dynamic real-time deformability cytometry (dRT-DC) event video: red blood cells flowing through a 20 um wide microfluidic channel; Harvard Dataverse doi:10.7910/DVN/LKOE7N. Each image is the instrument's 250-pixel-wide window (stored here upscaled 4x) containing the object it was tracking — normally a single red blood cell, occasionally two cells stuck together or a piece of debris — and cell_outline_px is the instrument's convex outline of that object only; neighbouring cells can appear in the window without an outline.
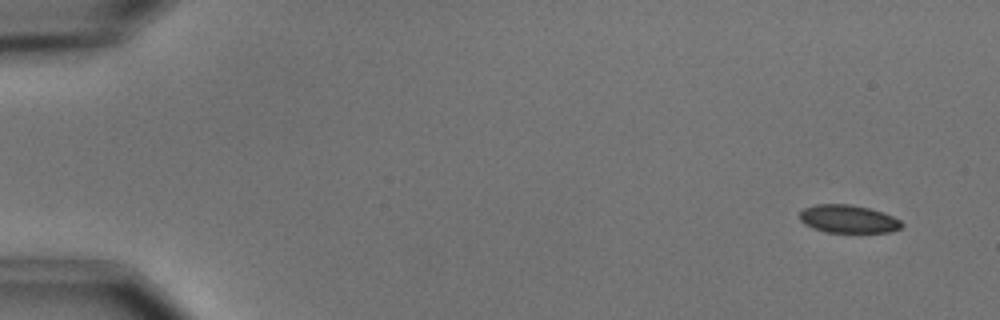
{"species": "common noctule bat (a hibernating species)", "species_latin": "Nyctalus noctula", "temperature_condition": "cold", "stored_images_in_passage": 5, "camera_frame_rate_fps": 3000, "um_per_image_px": 0.085, "animal": {"sex": "male", "body_mass_g": 15.6}, "frame": {"image": 1, "passage_image": 1, "time_ms": 0.0, "image_size_px": [1000, 320], "cell_outline_px": [[904, 224], [900, 228], [892, 232], [824, 232], [812, 228], [804, 224], [800, 220], [800, 212], [804, 208], [816, 204], [852, 204], [868, 208], [892, 216], [900, 220]], "centroid_in_image_um": [72.08, 18.62], "position_along_channel_um": 12.9, "area_um2": 16.65}}